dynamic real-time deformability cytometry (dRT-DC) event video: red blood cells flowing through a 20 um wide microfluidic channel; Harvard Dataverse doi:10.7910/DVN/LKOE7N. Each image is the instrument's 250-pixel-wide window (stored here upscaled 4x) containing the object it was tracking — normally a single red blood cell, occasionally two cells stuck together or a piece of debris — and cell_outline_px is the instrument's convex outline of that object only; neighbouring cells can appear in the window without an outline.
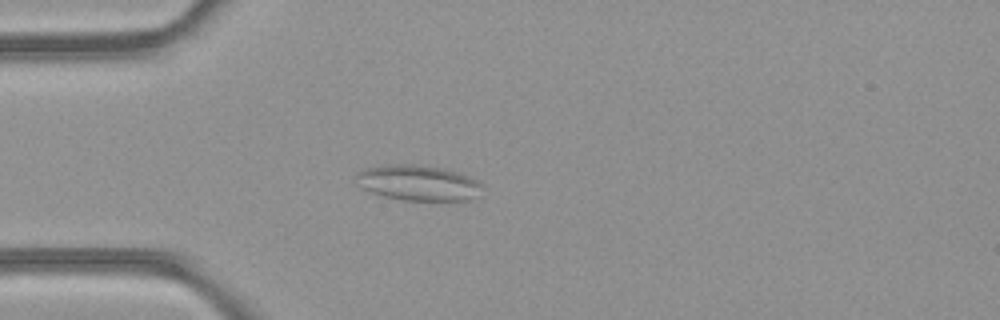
{"species": "common noctule bat (a hibernating species)", "species_latin": "Nyctalus noctula", "temperature_condition": "room temperature", "stored_images_in_passage": 45, "camera_frame_rate_fps": 3000, "um_per_image_px": 0.085, "animal": {"sex": "female", "body_mass_g": 21.9}, "frame": {"image": 1, "passage_image": 10, "time_ms": 3.0, "image_size_px": [1000, 320], "cell_outline_px": [[480, 184], [472, 196], [468, 200], [404, 200], [384, 196], [360, 188], [356, 184], [356, 172], [364, 168], [384, 164], [416, 164], [440, 168], [456, 172], [468, 176], [476, 180]], "centroid_in_image_um": [35.38, 15.52], "position_along_channel_um": 49.6, "area_um2": 25.66}}
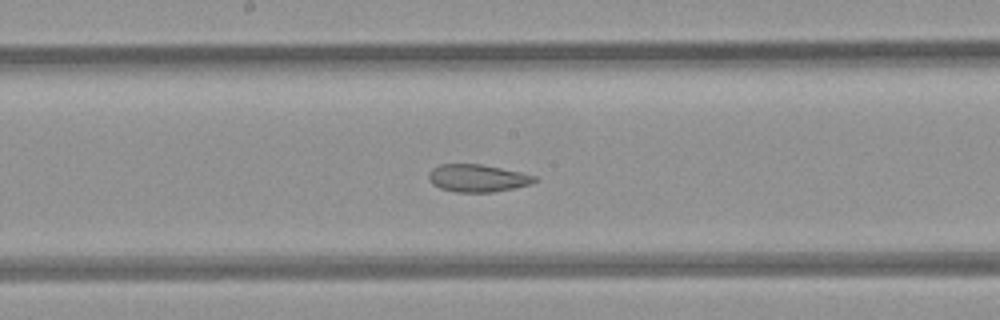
{"frame": {"image": 2, "passage_image": 22, "time_ms": 7.0, "image_size_px": [1000, 320], "cell_outline_px": [[540, 180], [532, 184], [492, 192], [456, 192], [440, 188], [432, 184], [428, 180], [428, 172], [432, 168], [440, 164], [480, 164], [520, 172], [536, 176]], "centroid_in_image_um": [40.57, 15.14], "position_along_channel_um": 207.6, "area_um2": 17.05}}
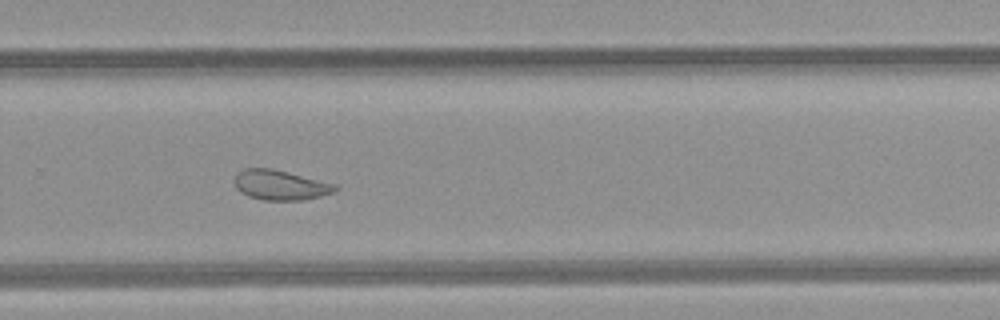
{"frame": {"image": 3, "passage_image": 29, "time_ms": 9.333, "image_size_px": [1000, 320], "cell_outline_px": [[340, 188], [336, 192], [304, 200], [264, 200], [248, 196], [240, 192], [236, 188], [236, 172], [244, 168], [272, 168], [336, 184]], "centroid_in_image_um": [23.85, 15.73], "position_along_channel_um": 305.9, "area_um2": 17.63}, "authors_computed_cell_mechanics": {"area_um2": 20.9814, "velocity_mm_per_s": 4.2515, "shape_relaxation_time_tau1_ms": null, "shape_relaxation_time_tau2_ms": 2.862, "deformation_change_tau1": null, "deformation_change_tau2": 0.098}}